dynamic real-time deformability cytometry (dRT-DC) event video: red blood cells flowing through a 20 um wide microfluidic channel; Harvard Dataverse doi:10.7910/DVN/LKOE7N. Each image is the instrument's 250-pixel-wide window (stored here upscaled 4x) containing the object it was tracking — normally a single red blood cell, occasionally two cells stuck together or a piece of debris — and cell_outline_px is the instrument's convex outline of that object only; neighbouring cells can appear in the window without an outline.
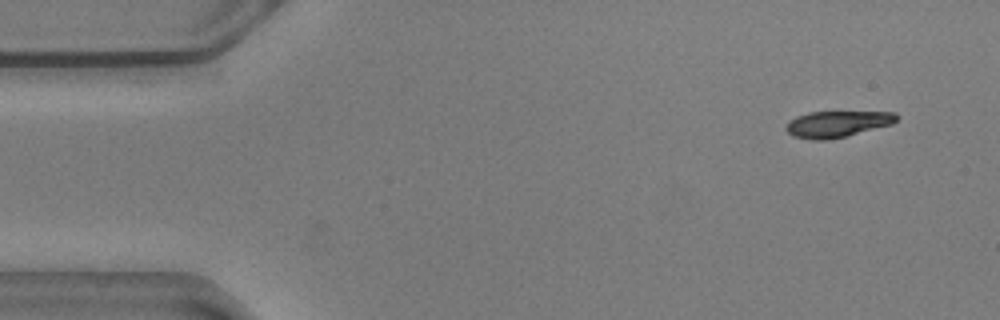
{"species": "common noctule bat (a hibernating species)", "species_latin": "Nyctalus noctula", "temperature_condition": "warm", "stored_images_in_passage": 53, "camera_frame_rate_fps": 3000, "um_per_image_px": 0.085, "animal": {"sex": "male", "body_mass_g": 20.5, "forearm_length_mm": 52.5}, "frame": {"image": 1, "passage_image": 1, "time_ms": 0.0, "image_size_px": [1000, 320], "cell_outline_px": [[900, 116], [892, 124], [844, 136], [824, 140], [812, 140], [792, 136], [784, 128], [796, 116], [808, 112], [896, 112]], "centroid_in_image_um": [71.16, 10.53], "position_along_channel_um": 13.8, "area_um2": 16.7}}
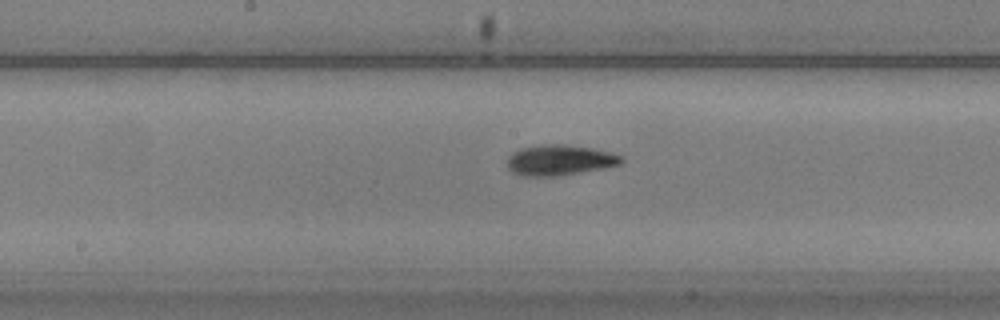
{"frame": {"image": 2, "passage_image": 25, "time_ms": 8.0, "image_size_px": [1000, 320], "cell_outline_px": [[624, 160], [620, 164], [560, 176], [524, 176], [512, 172], [508, 168], [508, 156], [512, 152], [520, 148], [544, 144], [564, 144], [592, 148], [624, 156]], "centroid_in_image_um": [47.54, 13.6], "position_along_channel_um": 200.7, "area_um2": 20.23}}
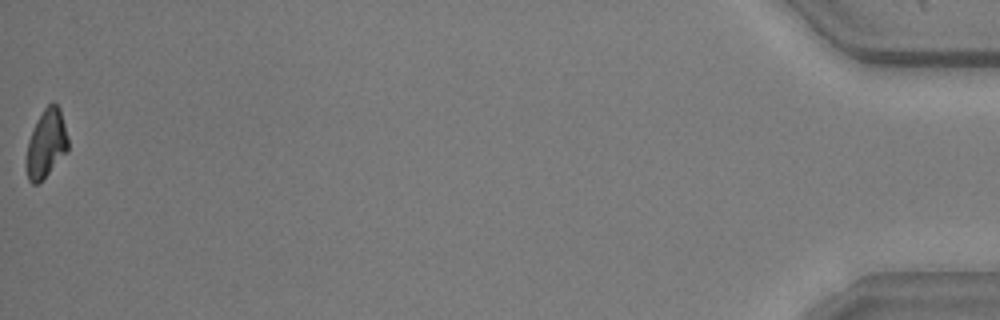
{"frame": {"image": 3, "passage_image": 53, "time_ms": 17.333, "image_size_px": [1000, 320], "cell_outline_px": [[68, 152], [36, 184], [32, 184], [28, 180], [28, 140], [32, 128], [44, 108], [52, 100], [60, 108], [68, 136]], "centroid_in_image_um": [3.97, 12.13], "position_along_channel_um": 431.2, "area_um2": 16.24}, "authors_computed_cell_mechanics": {"area_um2": 18.4382, "velocity_mm_per_s": 3.5897, "shape_relaxation_time_tau1_ms": 2.4306, "shape_relaxation_time_tau2_ms": 6.2057, "deformation_change_tau1": 0.1298, "deformation_change_tau2": 0.1009}}